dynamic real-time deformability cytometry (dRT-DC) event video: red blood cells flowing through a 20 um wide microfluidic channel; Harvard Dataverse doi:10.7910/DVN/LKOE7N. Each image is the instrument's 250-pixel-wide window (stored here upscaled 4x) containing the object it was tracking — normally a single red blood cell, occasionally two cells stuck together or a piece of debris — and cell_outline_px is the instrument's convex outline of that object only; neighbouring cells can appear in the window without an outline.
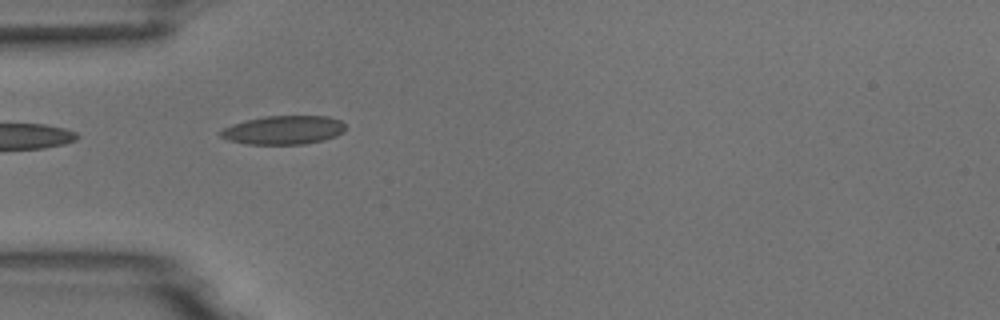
{"species": "common noctule bat (a hibernating species)", "species_latin": "Nyctalus noctula", "temperature_condition": "room temperature", "stored_images_in_passage": 2, "camera_frame_rate_fps": 3000, "um_per_image_px": 0.085, "animal": {"sex": "male", "body_mass_g": 18.8}, "frame": {"image": 1, "passage_image": 1, "time_ms": 0.0, "image_size_px": [1000, 320], "cell_outline_px": [[344, 132], [336, 136], [324, 140], [304, 144], [248, 144], [228, 140], [220, 136], [220, 132], [224, 128], [232, 124], [244, 120], [264, 116], [328, 116], [340, 120], [344, 124]], "centroid_in_image_um": [24.1, 11.05], "position_along_channel_um": 60.9, "area_um2": 20.92}}